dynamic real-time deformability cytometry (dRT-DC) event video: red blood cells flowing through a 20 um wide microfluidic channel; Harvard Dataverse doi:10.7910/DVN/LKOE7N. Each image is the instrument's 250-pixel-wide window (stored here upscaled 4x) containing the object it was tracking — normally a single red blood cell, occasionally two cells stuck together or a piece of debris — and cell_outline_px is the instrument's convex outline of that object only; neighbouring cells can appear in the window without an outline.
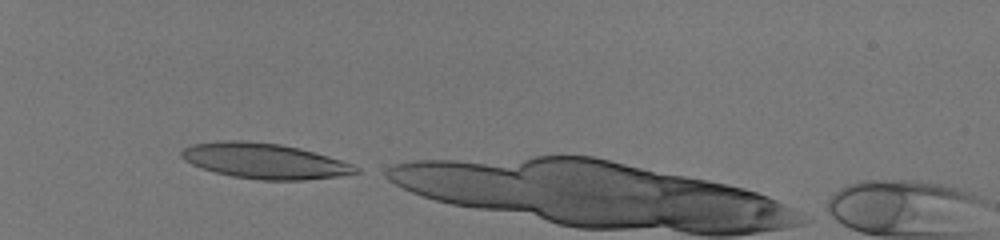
{"species": "human", "species_latin": "Homo sapiens", "temperature_condition": "room temperature", "stored_images_in_passage": 32, "camera_frame_rate_fps": 3000, "um_per_image_px": 0.085, "donor": {"sex": "male"}, "frame": {"image": 1, "passage_image": 1, "time_ms": 0.0, "image_size_px": [1000, 240], "cell_outline_px": [[360, 172], [336, 176], [304, 180], [260, 180], [232, 176], [216, 172], [192, 164], [184, 160], [180, 156], [180, 152], [184, 148], [192, 144], [220, 140], [240, 140], [280, 144], [328, 156], [352, 164], [360, 168]], "centroid_in_image_um": [22.45, 13.68], "position_along_channel_um": 62.5, "area_um2": 35.6}}
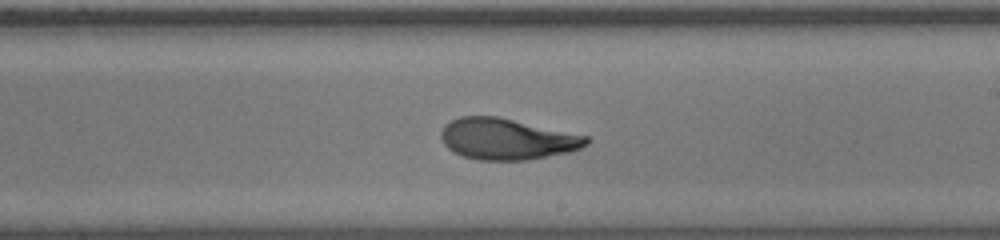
{"frame": {"image": 2, "passage_image": 17, "time_ms": 5.333, "image_size_px": [1000, 240], "cell_outline_px": [[592, 140], [588, 144], [580, 148], [568, 152], [524, 160], [480, 160], [464, 156], [448, 148], [444, 144], [440, 136], [440, 132], [444, 124], [460, 116], [496, 116], [588, 136]], "centroid_in_image_um": [43.08, 11.81], "position_along_channel_um": 245.9, "area_um2": 34.62}}
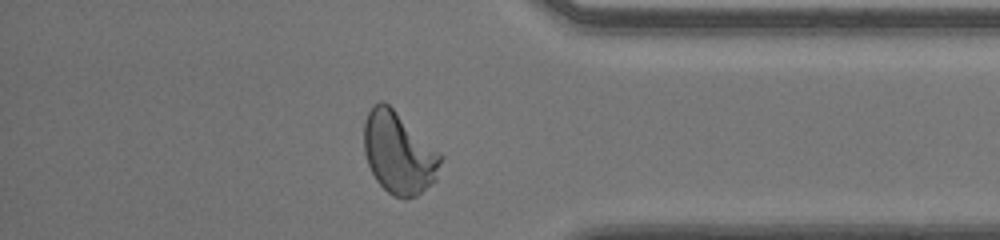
{"frame": {"image": 3, "passage_image": 29, "time_ms": 9.333, "image_size_px": [1000, 240], "cell_outline_px": [[444, 156], [436, 180], [416, 196], [404, 200], [392, 196], [376, 180], [368, 164], [364, 152], [364, 120], [372, 104], [380, 100], [384, 100], [440, 152]], "centroid_in_image_um": [33.89, 13.0], "position_along_channel_um": 401.3, "area_um2": 36.76}}